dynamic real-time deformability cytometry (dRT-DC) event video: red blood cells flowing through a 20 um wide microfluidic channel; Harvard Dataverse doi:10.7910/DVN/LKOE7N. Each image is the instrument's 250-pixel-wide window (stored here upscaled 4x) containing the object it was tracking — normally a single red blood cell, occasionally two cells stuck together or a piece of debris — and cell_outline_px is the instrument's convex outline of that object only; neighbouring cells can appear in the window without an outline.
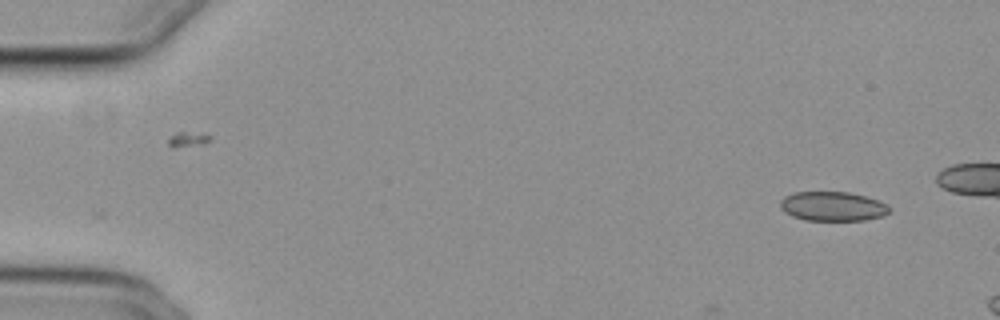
{"species": "common noctule bat (a hibernating species)", "species_latin": "Nyctalus noctula", "temperature_condition": "cold", "stored_images_in_passage": 8, "camera_frame_rate_fps": 3000, "um_per_image_px": 0.085, "animal": {"sex": "female", "body_mass_g": 29.2, "forearm_length_mm": 56.3}, "frame": {"image": 1, "passage_image": 1, "time_ms": 0.0, "image_size_px": [1000, 320], "cell_outline_px": [[892, 208], [884, 216], [864, 220], [804, 220], [792, 216], [784, 212], [780, 208], [780, 200], [784, 196], [792, 192], [848, 192], [880, 200], [888, 204]], "centroid_in_image_um": [70.78, 17.53], "position_along_channel_um": 14.2, "area_um2": 18.9}}